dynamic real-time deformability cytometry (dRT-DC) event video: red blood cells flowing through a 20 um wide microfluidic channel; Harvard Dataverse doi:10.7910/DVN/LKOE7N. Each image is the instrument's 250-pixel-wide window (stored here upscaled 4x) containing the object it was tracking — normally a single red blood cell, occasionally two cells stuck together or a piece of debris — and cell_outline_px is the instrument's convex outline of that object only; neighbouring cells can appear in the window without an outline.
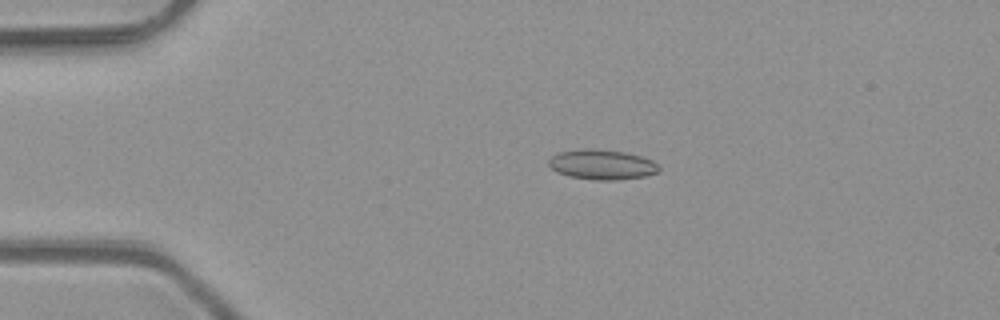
{"species": "common noctule bat (a hibernating species)", "species_latin": "Nyctalus noctula", "temperature_condition": "room temperature", "stored_images_in_passage": 49, "camera_frame_rate_fps": 3000, "um_per_image_px": 0.085, "animal": {"sex": "male", "body_mass_g": 23.1, "forearm_length_mm": 52.7}, "frame": {"image": 1, "passage_image": 10, "time_ms": 3.0, "image_size_px": [1000, 320], "cell_outline_px": [[660, 168], [656, 172], [644, 176], [616, 180], [596, 180], [568, 176], [556, 172], [548, 164], [548, 160], [556, 152], [584, 148], [592, 148], [624, 152], [640, 156], [652, 160]], "centroid_in_image_um": [51.11, 13.98], "position_along_channel_um": 33.9, "area_um2": 19.25}}
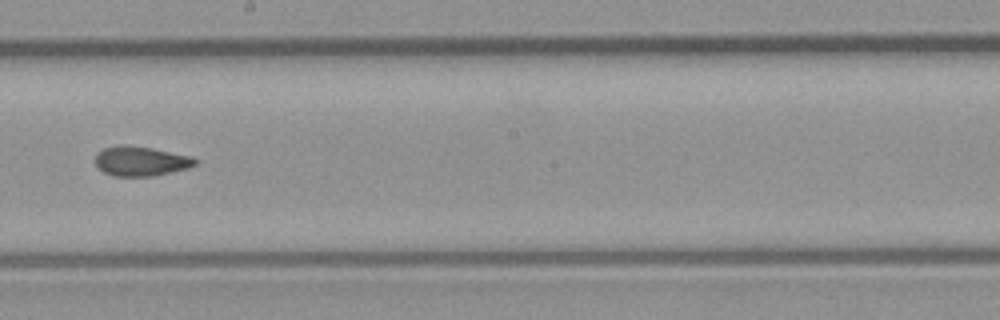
{"frame": {"image": 2, "passage_image": 28, "time_ms": 9.0, "image_size_px": [1000, 320], "cell_outline_px": [[200, 160], [196, 164], [188, 168], [156, 176], [112, 176], [96, 168], [96, 152], [104, 148], [120, 144], [124, 144], [152, 148], [192, 156]], "centroid_in_image_um": [11.97, 13.69], "position_along_channel_um": 236.2, "area_um2": 17.57}}
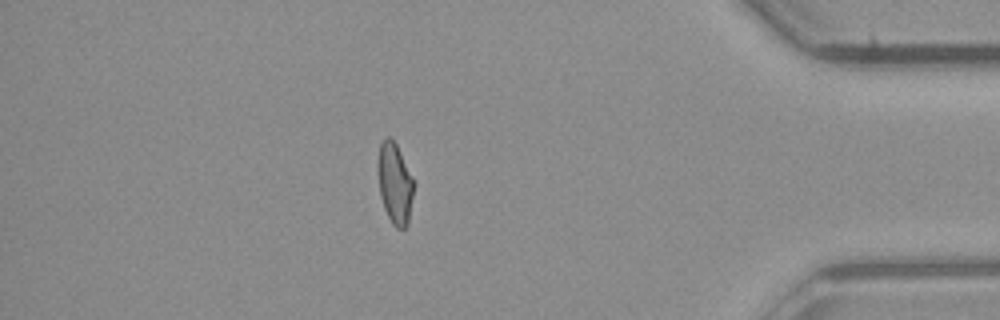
{"frame": {"image": 3, "passage_image": 43, "time_ms": 14.0, "image_size_px": [1000, 320], "cell_outline_px": [[412, 196], [408, 224], [404, 228], [396, 228], [392, 224], [384, 208], [380, 196], [376, 168], [376, 160], [380, 144], [388, 136], [396, 144], [412, 176]], "centroid_in_image_um": [33.51, 15.58], "position_along_channel_um": 401.7, "area_um2": 16.82}, "authors_computed_cell_mechanics": {"area_um2": 17.5712, "velocity_mm_per_s": 4.1342, "shape_relaxation_time_tau1_ms": null, "shape_relaxation_time_tau2_ms": 2.7383, "deformation_change_tau1": null, "deformation_change_tau2": 0.0763}}